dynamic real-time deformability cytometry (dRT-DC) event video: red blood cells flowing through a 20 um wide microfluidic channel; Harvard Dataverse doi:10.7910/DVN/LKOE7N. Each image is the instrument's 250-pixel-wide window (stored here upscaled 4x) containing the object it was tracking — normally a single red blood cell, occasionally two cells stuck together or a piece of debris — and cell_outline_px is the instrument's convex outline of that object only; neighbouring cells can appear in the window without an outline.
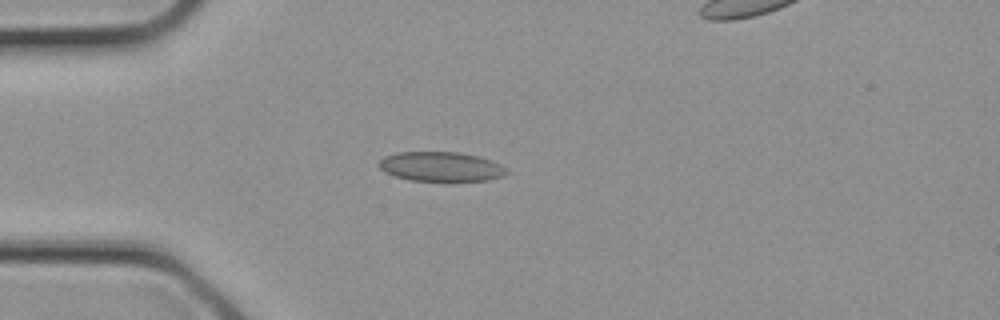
{"species": "common noctule bat (a hibernating species)", "species_latin": "Nyctalus noctula", "temperature_condition": "cold", "stored_images_in_passage": 15, "camera_frame_rate_fps": 3000, "um_per_image_px": 0.085, "animal": {"sex": "female", "body_mass_g": 21.9}, "frame": {"image": 1, "passage_image": 2, "time_ms": 0.333, "image_size_px": [1000, 320], "cell_outline_px": [[508, 172], [504, 176], [488, 180], [408, 180], [384, 172], [376, 164], [384, 156], [396, 152], [460, 152], [492, 160], [500, 164]], "centroid_in_image_um": [37.44, 14.15], "position_along_channel_um": 47.6, "area_um2": 21.85}}
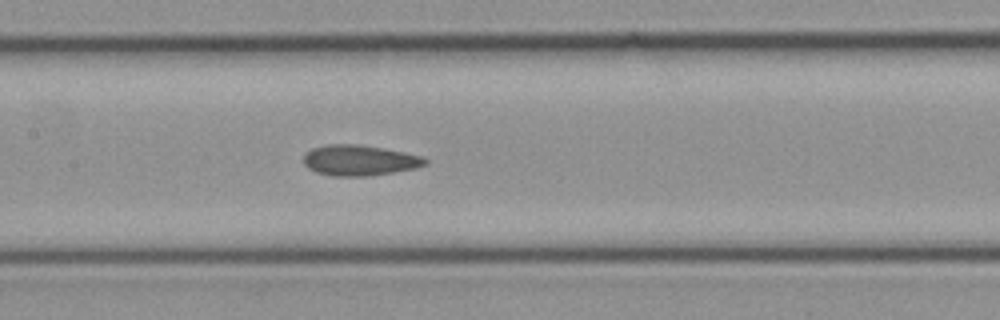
{"frame": {"image": 2, "passage_image": 8, "time_ms": 2.333, "image_size_px": [1000, 320], "cell_outline_px": [[428, 164], [416, 168], [368, 176], [332, 176], [316, 172], [308, 168], [304, 164], [304, 152], [312, 148], [328, 144], [356, 144], [384, 148], [424, 156], [428, 160]], "centroid_in_image_um": [30.56, 13.62], "position_along_channel_um": 176.8, "area_um2": 21.85}}
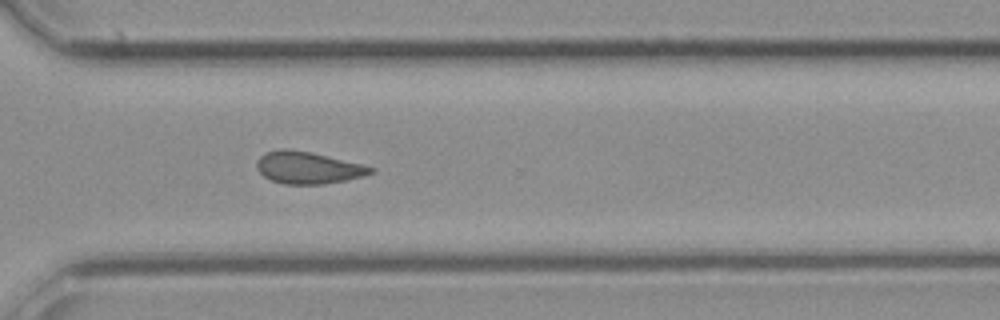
{"frame": {"image": 3, "passage_image": 15, "time_ms": 4.667, "image_size_px": [1000, 320], "cell_outline_px": [[376, 172], [364, 176], [324, 184], [284, 184], [272, 180], [264, 176], [256, 168], [256, 160], [264, 152], [280, 148], [288, 148], [312, 152], [376, 168]], "centroid_in_image_um": [26.15, 14.24], "position_along_channel_um": 344.4, "area_um2": 21.39}}